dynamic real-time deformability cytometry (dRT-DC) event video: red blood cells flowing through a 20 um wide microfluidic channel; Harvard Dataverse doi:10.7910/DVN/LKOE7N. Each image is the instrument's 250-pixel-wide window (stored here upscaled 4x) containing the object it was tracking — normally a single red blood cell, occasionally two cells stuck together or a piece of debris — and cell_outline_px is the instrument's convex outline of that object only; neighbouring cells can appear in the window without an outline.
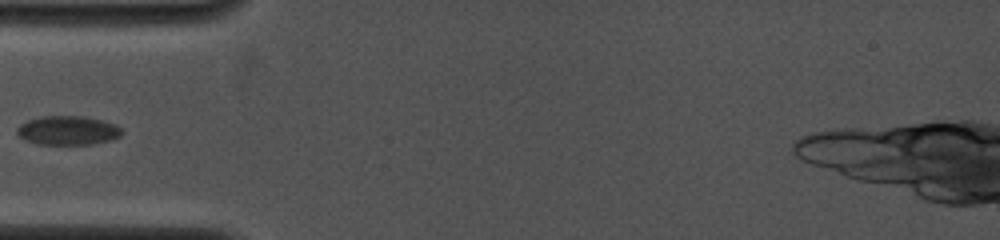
{"species": "common noctule bat (a hibernating species)", "species_latin": "Nyctalus noctula", "temperature_condition": "cold", "stored_images_in_passage": 40, "camera_frame_rate_fps": 4000, "um_per_image_px": 0.085, "animal": {"sex": "female", "body_mass_g": 19.0, "forearm_length_mm": 53.3}, "frame": {"image": 1, "passage_image": 1, "time_ms": 0.0, "image_size_px": [1000, 240], "cell_outline_px": [[124, 132], [120, 136], [108, 140], [92, 144], [36, 144], [24, 140], [12, 132], [20, 124], [28, 120], [40, 116], [80, 116], [100, 120], [116, 124]], "centroid_in_image_um": [5.69, 11.09], "position_along_channel_um": 79.3, "area_um2": 17.86}}
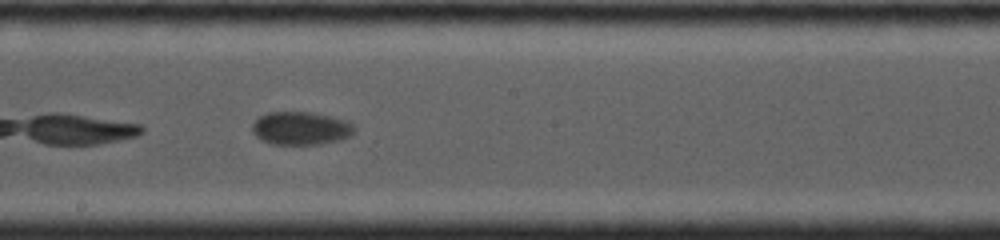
{"frame": {"image": 2, "passage_image": 14, "time_ms": 3.75, "image_size_px": [1000, 240], "cell_outline_px": [[356, 128], [348, 136], [340, 140], [320, 144], [272, 144], [256, 136], [252, 132], [252, 124], [260, 116], [268, 112], [312, 112], [344, 120], [352, 124]], "centroid_in_image_um": [25.55, 10.9], "position_along_channel_um": 222.7, "area_um2": 19.48}}
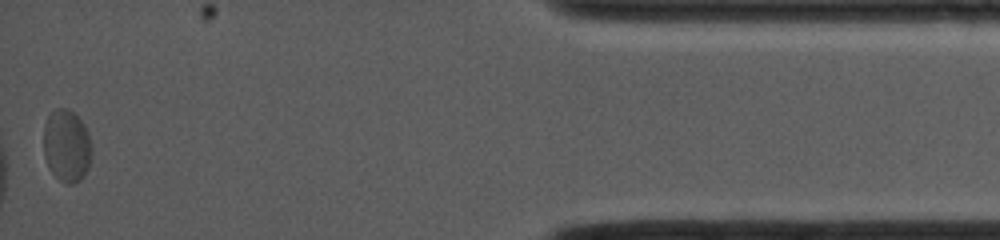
{"frame": {"image": 3, "passage_image": 38, "time_ms": 10.75, "image_size_px": [1000, 240], "cell_outline_px": [[92, 152], [88, 168], [84, 176], [80, 180], [72, 184], [64, 184], [48, 168], [44, 156], [44, 124], [48, 116], [56, 108], [68, 108], [84, 124], [92, 148]], "centroid_in_image_um": [5.66, 12.41], "position_along_channel_um": 429.5, "area_um2": 20.35}}